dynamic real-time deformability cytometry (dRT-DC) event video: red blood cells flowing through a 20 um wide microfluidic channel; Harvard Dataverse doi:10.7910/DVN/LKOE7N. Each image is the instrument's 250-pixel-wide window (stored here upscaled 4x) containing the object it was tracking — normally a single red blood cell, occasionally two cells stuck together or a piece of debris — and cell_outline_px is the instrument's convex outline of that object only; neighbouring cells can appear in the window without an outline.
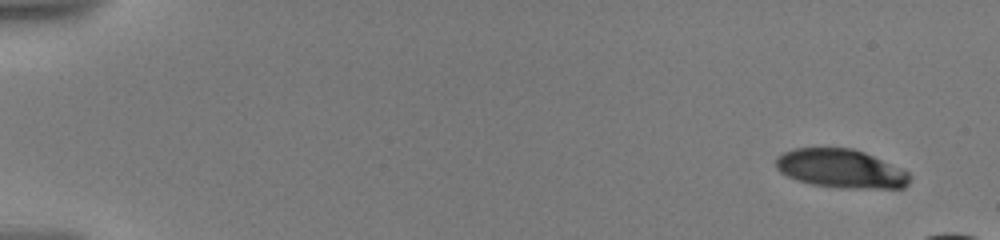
{"species": "human", "species_latin": "Homo sapiens", "temperature_condition": "warm", "stored_images_in_passage": 9, "segment_of_instrument_passage": [1, 2], "camera_frame_rate_fps": 3000, "um_per_image_px": 0.085, "donor": {"sex": "male"}, "frame": {"image": 1, "passage_image": 1, "time_ms": 0.0, "image_size_px": [1000, 240], "cell_outline_px": [[912, 176], [908, 184], [904, 188], [840, 188], [812, 184], [796, 180], [780, 172], [776, 168], [776, 156], [792, 148], [852, 148], [864, 152], [900, 168], [908, 172]], "centroid_in_image_um": [71.46, 14.34], "position_along_channel_um": 13.5, "area_um2": 30.23}}
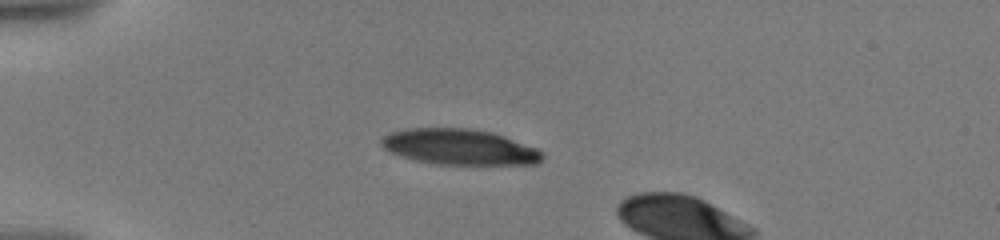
{"frame": {"image": 2, "passage_image": 6, "time_ms": 4.333, "image_size_px": [1000, 240], "cell_outline_px": [[544, 156], [536, 164], [436, 164], [416, 160], [400, 156], [384, 148], [380, 144], [380, 140], [384, 136], [392, 132], [408, 128], [472, 128], [492, 132], [504, 136], [536, 148], [544, 152]], "centroid_in_image_um": [39.05, 12.48], "position_along_channel_um": 45.9, "area_um2": 33.35}}
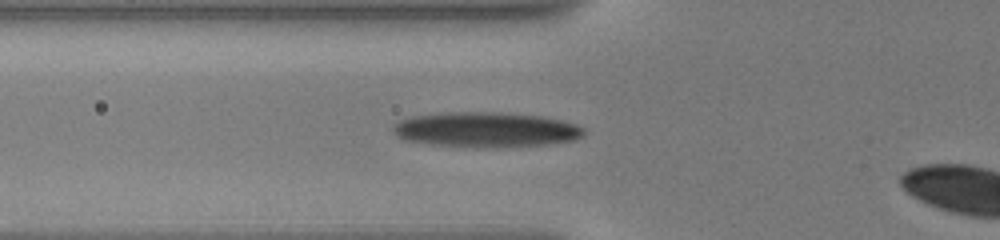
{"frame": {"image": 3, "passage_image": 8, "time_ms": 6.333, "image_size_px": [1000, 240], "cell_outline_px": [[584, 136], [572, 140], [548, 144], [440, 144], [408, 140], [400, 136], [392, 128], [400, 120], [412, 116], [440, 112], [500, 112], [540, 116], [560, 120], [576, 124], [584, 128]], "centroid_in_image_um": [41.35, 10.95], "position_along_channel_um": 84.5, "area_um2": 36.99}}